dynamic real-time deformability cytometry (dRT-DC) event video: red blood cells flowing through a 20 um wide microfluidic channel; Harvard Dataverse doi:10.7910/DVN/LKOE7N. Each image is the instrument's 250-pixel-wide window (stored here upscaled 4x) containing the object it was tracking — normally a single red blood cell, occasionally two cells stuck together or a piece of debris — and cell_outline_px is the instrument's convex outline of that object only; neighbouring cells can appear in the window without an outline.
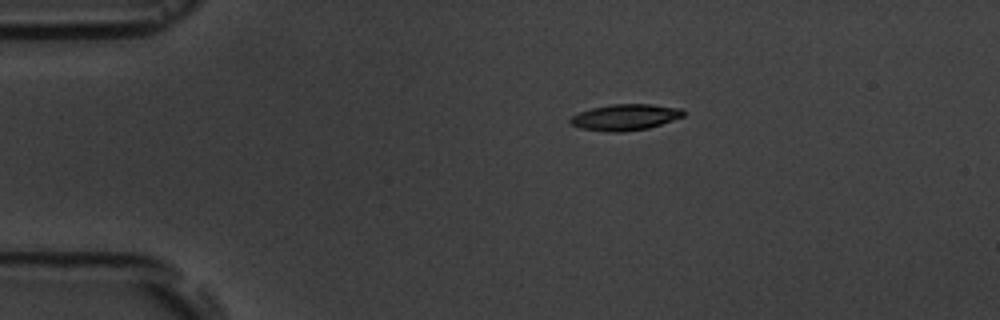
{"species": "common noctule bat (a hibernating species)", "species_latin": "Nyctalus noctula", "temperature_condition": "room temperature", "stored_images_in_passage": 2, "camera_frame_rate_fps": 3000, "um_per_image_px": 0.085, "animal": {"sex": "male", "body_mass_g": 19.5, "forearm_length_mm": 54.6}, "frame": {"image": 1, "passage_image": 1, "time_ms": 0.0, "image_size_px": [1000, 320], "cell_outline_px": [[684, 116], [648, 128], [620, 132], [612, 132], [580, 128], [572, 124], [568, 120], [572, 116], [580, 112], [592, 108], [612, 104], [652, 104], [680, 108], [684, 112]], "centroid_in_image_um": [53.13, 9.96], "position_along_channel_um": 31.9, "area_um2": 16.99}}